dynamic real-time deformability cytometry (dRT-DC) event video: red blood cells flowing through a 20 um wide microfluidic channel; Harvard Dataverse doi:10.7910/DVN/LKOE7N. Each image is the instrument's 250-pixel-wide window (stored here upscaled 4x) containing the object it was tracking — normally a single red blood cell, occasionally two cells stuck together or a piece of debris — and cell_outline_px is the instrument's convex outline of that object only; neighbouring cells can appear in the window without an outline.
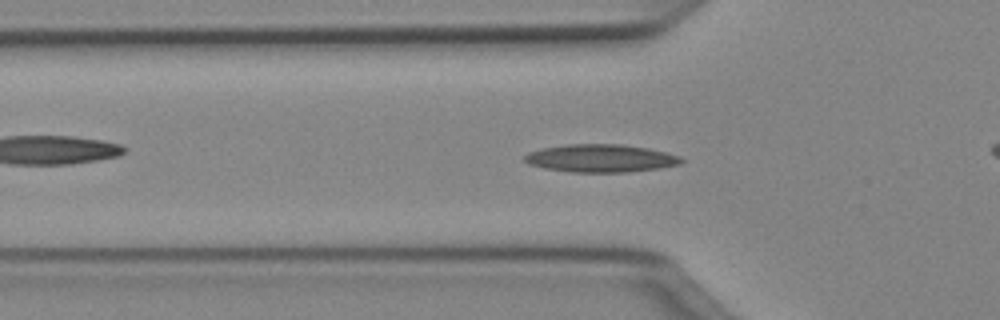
{"species": "Egyptian fruit bat (a non-hibernating species)", "species_latin": "Rousettus aegyptiacus", "temperature_condition": "cold", "stored_images_in_passage": 40, "camera_frame_rate_fps": 3000, "um_per_image_px": 0.085, "animal": {"sex": "female"}, "frame": {"image": 1, "passage_image": 15, "time_ms": 4.667, "image_size_px": [1000, 320], "cell_outline_px": [[684, 160], [680, 164], [660, 168], [628, 172], [572, 172], [544, 168], [528, 164], [524, 160], [524, 156], [528, 152], [540, 148], [568, 144], [624, 144], [648, 148], [668, 152], [680, 156]], "centroid_in_image_um": [51.07, 13.45], "position_along_channel_um": 74.7, "area_um2": 25.66}}
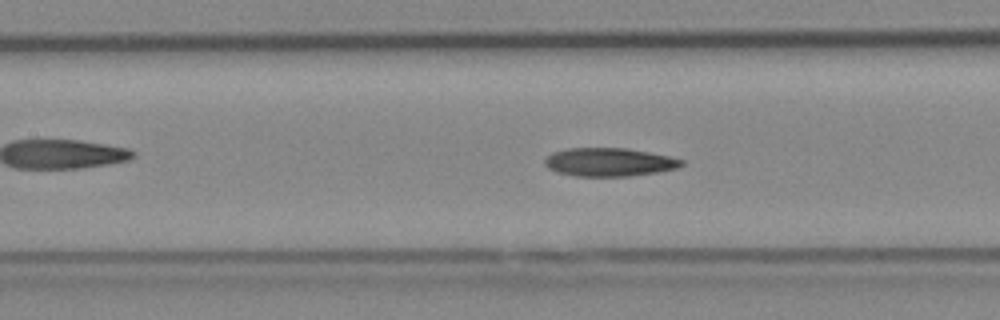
{"frame": {"image": 2, "passage_image": 21, "time_ms": 6.667, "image_size_px": [1000, 320], "cell_outline_px": [[684, 164], [676, 168], [656, 172], [628, 176], [576, 176], [556, 172], [548, 168], [544, 164], [544, 160], [552, 152], [568, 148], [628, 148], [668, 156], [684, 160]], "centroid_in_image_um": [51.75, 13.77], "position_along_channel_um": 155.7, "area_um2": 22.54}}
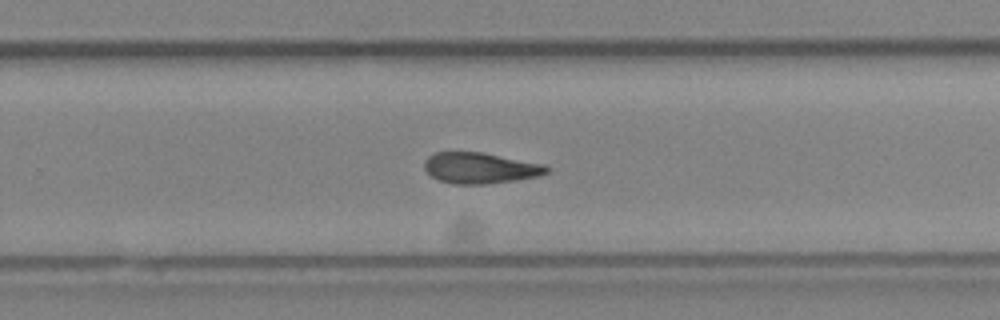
{"frame": {"image": 3, "passage_image": 31, "time_ms": 10.0, "image_size_px": [1000, 320], "cell_outline_px": [[552, 168], [548, 172], [540, 176], [516, 180], [484, 184], [456, 184], [436, 180], [424, 168], [424, 160], [428, 156], [436, 152], [480, 152], [544, 164]], "centroid_in_image_um": [40.82, 14.28], "position_along_channel_um": 289.0, "area_um2": 22.08}}